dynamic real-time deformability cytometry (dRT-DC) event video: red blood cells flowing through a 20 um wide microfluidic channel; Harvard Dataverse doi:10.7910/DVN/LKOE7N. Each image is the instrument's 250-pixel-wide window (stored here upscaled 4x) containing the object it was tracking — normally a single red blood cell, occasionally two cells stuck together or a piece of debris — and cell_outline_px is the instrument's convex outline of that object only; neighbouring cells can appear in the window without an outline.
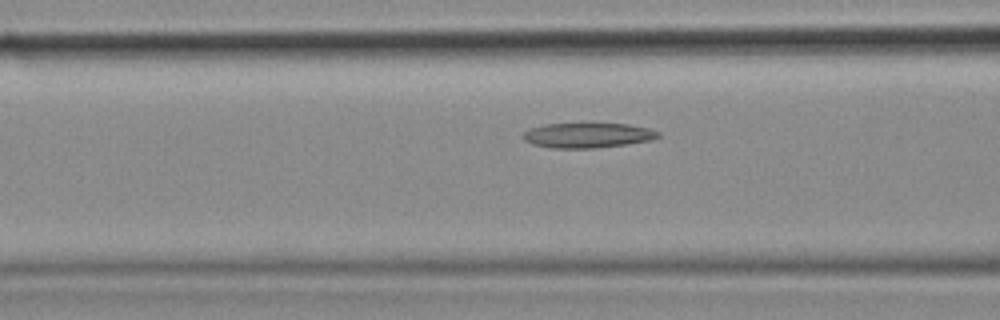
{"species": "common noctule bat (a hibernating species)", "species_latin": "Nyctalus noctula", "temperature_condition": "cold", "stored_images_in_passage": 27, "camera_frame_rate_fps": 3000, "um_per_image_px": 0.085, "animal": {"sex": "female", "body_mass_g": 18.4}, "frame": {"image": 1, "passage_image": 12, "time_ms": 3.667, "image_size_px": [1000, 320], "cell_outline_px": [[660, 136], [648, 140], [624, 144], [596, 148], [552, 148], [532, 144], [524, 140], [520, 136], [528, 128], [544, 124], [628, 124], [648, 128], [660, 132]], "centroid_in_image_um": [49.87, 11.5], "position_along_channel_um": 116.7, "area_um2": 19.54}}
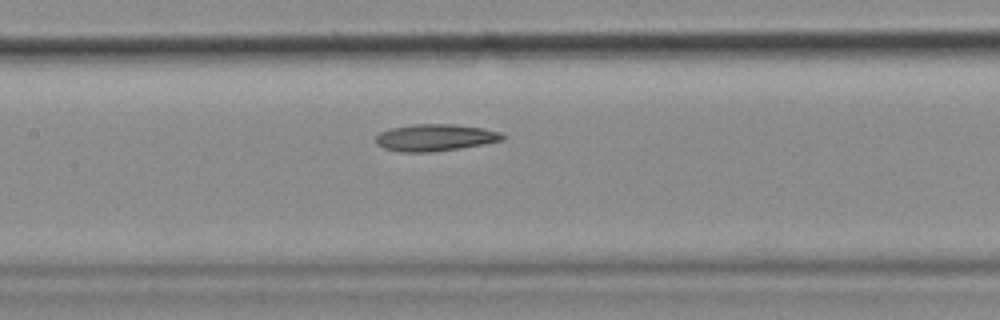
{"frame": {"image": 2, "passage_image": 16, "time_ms": 5.0, "image_size_px": [1000, 320], "cell_outline_px": [[504, 140], [484, 144], [460, 148], [432, 152], [400, 152], [384, 148], [376, 144], [376, 136], [380, 132], [392, 128], [412, 124], [452, 124], [484, 128], [500, 132], [504, 136]], "centroid_in_image_um": [36.99, 11.7], "position_along_channel_um": 170.4, "area_um2": 19.88}}